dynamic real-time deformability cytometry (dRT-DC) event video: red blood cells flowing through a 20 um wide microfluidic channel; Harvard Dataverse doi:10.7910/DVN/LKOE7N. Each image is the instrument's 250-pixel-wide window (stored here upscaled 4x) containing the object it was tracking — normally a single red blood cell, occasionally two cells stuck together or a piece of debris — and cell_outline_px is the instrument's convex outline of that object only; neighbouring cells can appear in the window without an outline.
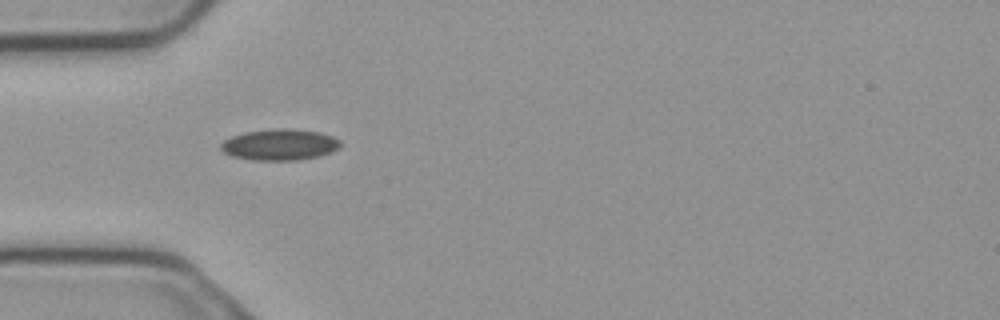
{"species": "common noctule bat (a hibernating species)", "species_latin": "Nyctalus noctula", "temperature_condition": "cold", "stored_images_in_passage": 2, "camera_frame_rate_fps": 3000, "um_per_image_px": 0.085, "animal": {"sex": "male", "body_mass_g": 23.1, "forearm_length_mm": 52.7}, "frame": {"image": 1, "passage_image": 1, "time_ms": 0.0, "image_size_px": [1000, 320], "cell_outline_px": [[340, 148], [332, 152], [316, 156], [296, 160], [252, 160], [232, 156], [224, 152], [220, 148], [220, 144], [224, 140], [232, 136], [244, 132], [276, 128], [292, 128], [320, 132], [332, 136], [340, 140]], "centroid_in_image_um": [23.77, 12.28], "position_along_channel_um": 61.2, "area_um2": 21.79}}
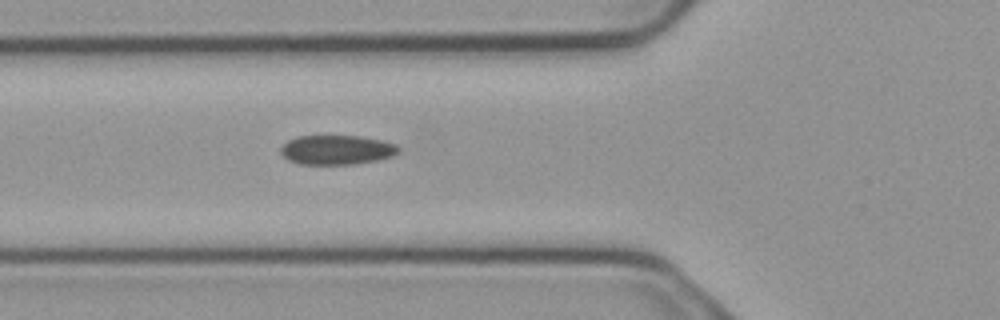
{"frame": {"image": 2, "passage_image": 2, "time_ms": 0.333, "image_size_px": [1000, 320], "cell_outline_px": [[400, 148], [392, 156], [376, 160], [352, 164], [300, 164], [288, 160], [280, 152], [280, 148], [288, 140], [296, 136], [360, 136], [380, 140], [396, 144]], "centroid_in_image_um": [28.59, 12.73], "position_along_channel_um": 97.2, "area_um2": 20.06}}